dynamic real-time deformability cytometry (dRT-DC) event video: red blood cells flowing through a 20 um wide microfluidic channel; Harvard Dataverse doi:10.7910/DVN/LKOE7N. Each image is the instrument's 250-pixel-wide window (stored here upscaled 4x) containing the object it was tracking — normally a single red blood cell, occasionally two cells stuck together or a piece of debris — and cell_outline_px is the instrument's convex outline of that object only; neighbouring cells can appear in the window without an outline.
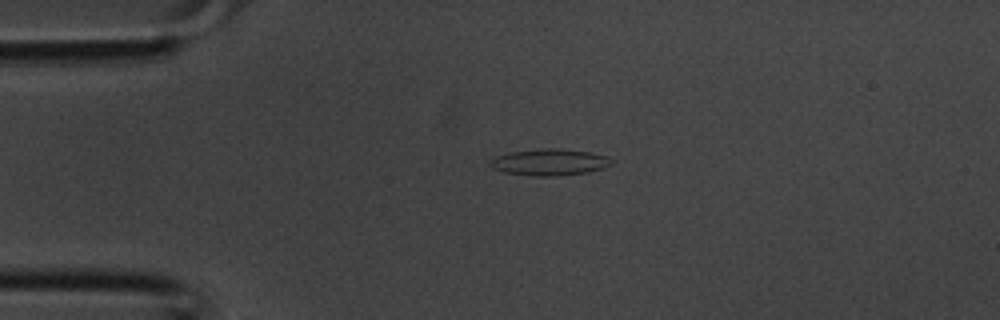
{"species": "common noctule bat (a hibernating species)", "species_latin": "Nyctalus noctula", "temperature_condition": "room temperature", "stored_images_in_passage": 30, "camera_frame_rate_fps": 3000, "um_per_image_px": 0.085, "animal": {"sex": "male", "body_mass_g": 20.1, "forearm_length_mm": 53.5}, "frame": {"image": 1, "passage_image": 1, "time_ms": 0.0, "image_size_px": [1000, 320], "cell_outline_px": [[612, 164], [604, 168], [588, 172], [560, 176], [532, 176], [504, 172], [492, 168], [488, 164], [488, 160], [496, 156], [508, 152], [540, 148], [560, 148], [592, 152], [608, 156], [612, 160]], "centroid_in_image_um": [46.7, 13.78], "position_along_channel_um": 38.3, "area_um2": 19.19}}
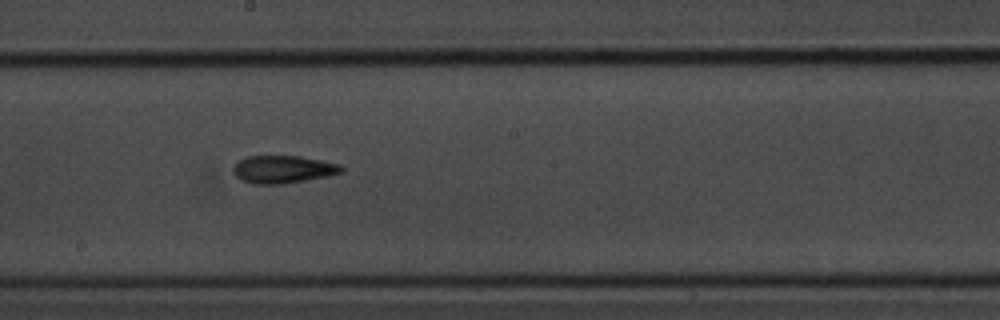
{"frame": {"image": 2, "passage_image": 13, "time_ms": 4.0, "image_size_px": [1000, 320], "cell_outline_px": [[344, 172], [328, 176], [284, 184], [256, 184], [244, 180], [236, 176], [232, 168], [240, 160], [248, 156], [300, 156], [340, 164], [344, 168]], "centroid_in_image_um": [24.1, 14.39], "position_along_channel_um": 224.1, "area_um2": 17.34}}
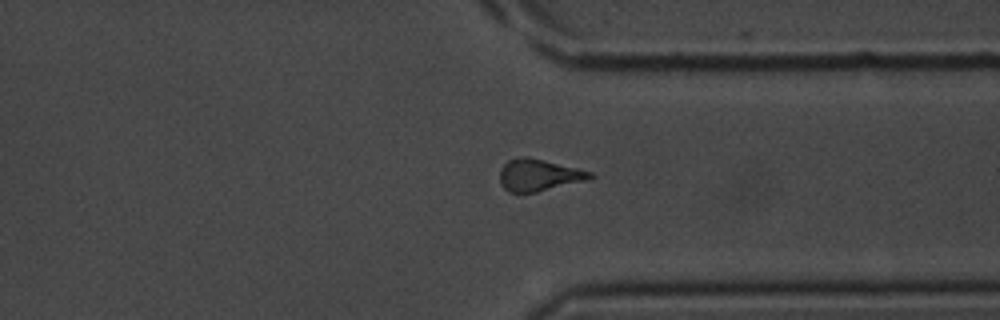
{"frame": {"image": 3, "passage_image": 21, "time_ms": 6.667, "image_size_px": [1000, 320], "cell_outline_px": [[596, 176], [588, 180], [536, 192], [508, 192], [500, 184], [500, 168], [508, 160], [524, 156], [528, 156], [592, 172]], "centroid_in_image_um": [45.79, 14.88], "position_along_channel_um": 365.6, "area_um2": 16.76}}